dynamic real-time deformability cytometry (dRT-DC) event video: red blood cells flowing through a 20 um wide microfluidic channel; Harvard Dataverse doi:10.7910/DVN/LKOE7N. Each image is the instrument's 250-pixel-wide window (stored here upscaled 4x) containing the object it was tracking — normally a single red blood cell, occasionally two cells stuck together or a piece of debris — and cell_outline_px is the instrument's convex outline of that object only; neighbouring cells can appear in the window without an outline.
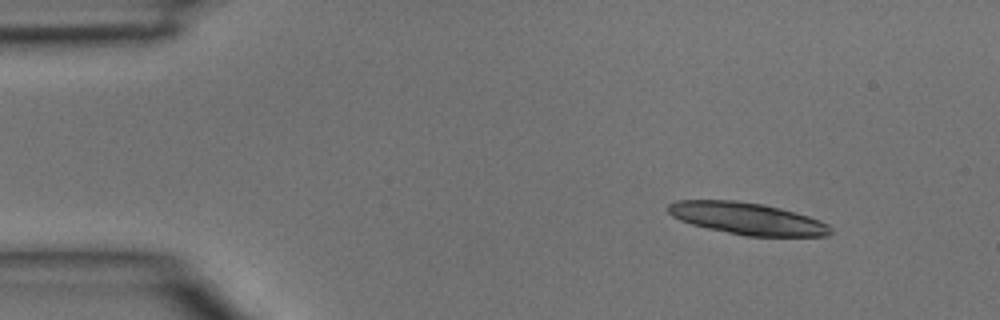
{"species": "common noctule bat (a hibernating species)", "species_latin": "Nyctalus noctula", "temperature_condition": "room temperature", "stored_images_in_passage": 2, "camera_frame_rate_fps": 3000, "um_per_image_px": 0.085, "animal": {"sex": "male", "body_mass_g": 15.6}, "frame": {"image": 1, "passage_image": 2, "time_ms": 0.333, "image_size_px": [1000, 320], "cell_outline_px": [[832, 232], [828, 236], [744, 236], [708, 228], [692, 224], [680, 220], [672, 216], [668, 212], [668, 204], [676, 200], [736, 200], [764, 204], [780, 208], [808, 216], [820, 220], [828, 224], [832, 228]], "centroid_in_image_um": [63.52, 18.57], "position_along_channel_um": 21.5, "area_um2": 30.29}}